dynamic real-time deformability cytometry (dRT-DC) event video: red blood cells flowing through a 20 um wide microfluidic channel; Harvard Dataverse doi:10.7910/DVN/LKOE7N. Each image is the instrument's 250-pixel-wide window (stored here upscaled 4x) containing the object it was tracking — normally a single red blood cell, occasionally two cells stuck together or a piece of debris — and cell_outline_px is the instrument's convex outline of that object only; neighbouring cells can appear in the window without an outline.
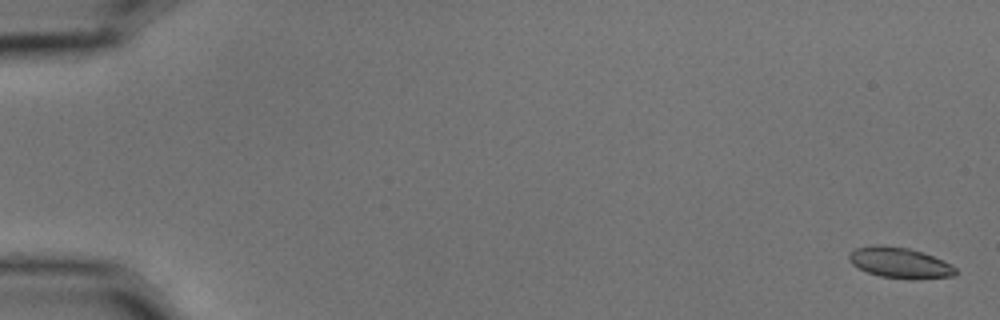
{"species": "common noctule bat (a hibernating species)", "species_latin": "Nyctalus noctula", "temperature_condition": "cold", "stored_images_in_passage": 10, "camera_frame_rate_fps": 3000, "um_per_image_px": 0.085, "animal": {"sex": "male", "body_mass_g": 15.6}, "frame": {"image": 1, "passage_image": 1, "time_ms": 0.0, "image_size_px": [1000, 320], "cell_outline_px": [[956, 272], [952, 276], [916, 280], [912, 280], [880, 276], [868, 272], [852, 264], [848, 260], [848, 252], [856, 248], [872, 244], [880, 244], [908, 248], [924, 252], [944, 260], [952, 264], [956, 268]], "centroid_in_image_um": [76.48, 22.32], "position_along_channel_um": 8.5, "area_um2": 19.42}}
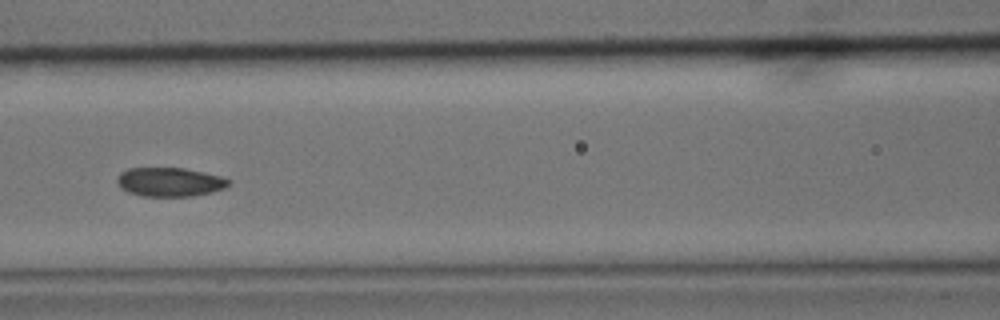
{"frame": {"image": 2, "passage_image": 8, "time_ms": 2.333, "image_size_px": [1000, 320], "cell_outline_px": [[232, 180], [224, 188], [212, 192], [192, 196], [140, 196], [128, 192], [120, 188], [116, 180], [116, 176], [120, 172], [128, 168], [184, 168], [204, 172], [220, 176]], "centroid_in_image_um": [14.39, 15.47], "position_along_channel_um": 152.2, "area_um2": 18.96}}
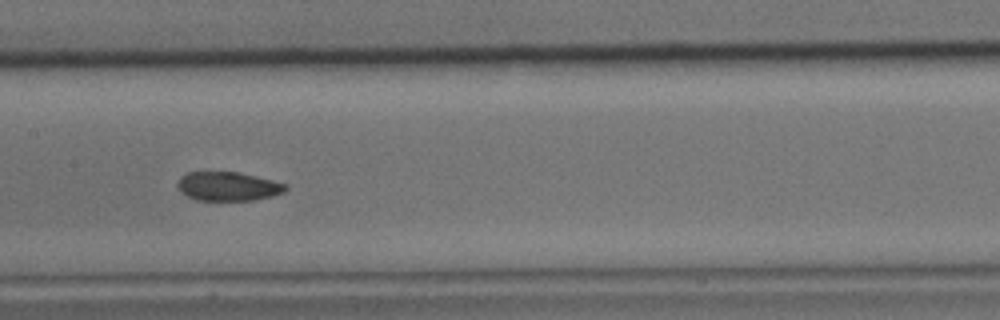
{"frame": {"image": 3, "passage_image": 9, "time_ms": 2.667, "image_size_px": [1000, 320], "cell_outline_px": [[288, 188], [284, 192], [272, 196], [252, 200], [196, 200], [180, 192], [176, 184], [176, 180], [180, 176], [188, 172], [236, 172], [256, 176], [288, 184]], "centroid_in_image_um": [19.36, 15.83], "position_along_channel_um": 188.0, "area_um2": 18.32}}